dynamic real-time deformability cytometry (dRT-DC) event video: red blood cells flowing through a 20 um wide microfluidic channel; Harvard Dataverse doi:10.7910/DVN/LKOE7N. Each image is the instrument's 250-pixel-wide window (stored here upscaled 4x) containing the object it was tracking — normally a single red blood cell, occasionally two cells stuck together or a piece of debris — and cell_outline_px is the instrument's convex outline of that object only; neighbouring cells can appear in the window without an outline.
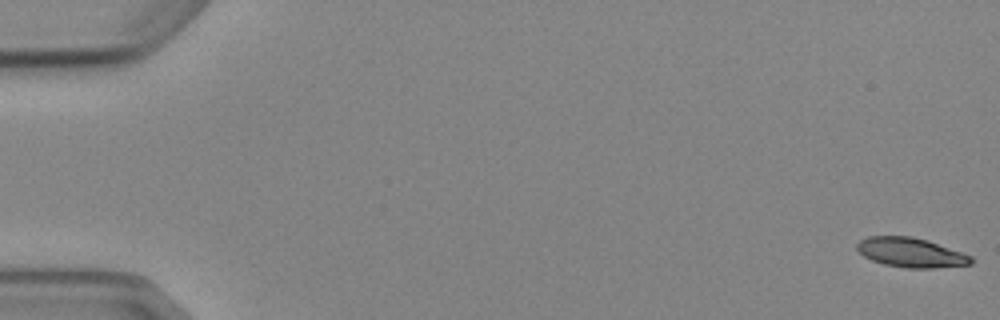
{"species": "Egyptian fruit bat (a non-hibernating species)", "species_latin": "Rousettus aegyptiacus", "temperature_condition": "cold", "stored_images_in_passage": 8, "camera_frame_rate_fps": 3000, "um_per_image_px": 0.085, "animal": {"sex": "female"}, "frame": {"image": 1, "passage_image": 1, "time_ms": 0.0, "image_size_px": [1000, 320], "cell_outline_px": [[976, 260], [972, 264], [936, 268], [904, 268], [884, 264], [872, 260], [864, 256], [856, 248], [856, 244], [860, 240], [868, 236], [912, 236], [928, 240], [972, 256]], "centroid_in_image_um": [77.45, 21.47], "position_along_channel_um": 7.6, "area_um2": 19.77}}
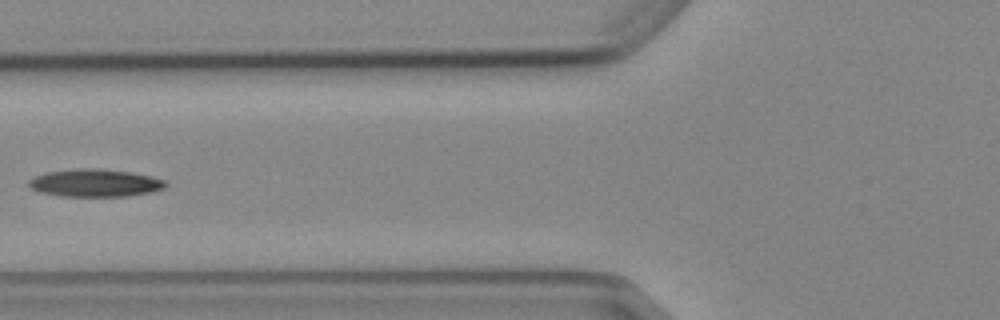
{"frame": {"image": 2, "passage_image": 7, "time_ms": 7.0, "image_size_px": [1000, 320], "cell_outline_px": [[168, 184], [164, 188], [148, 192], [128, 196], [60, 196], [40, 192], [32, 188], [28, 184], [28, 180], [32, 176], [44, 172], [80, 168], [100, 168], [132, 172], [168, 180]], "centroid_in_image_um": [8.07, 15.53], "position_along_channel_um": 117.7, "area_um2": 22.25}}
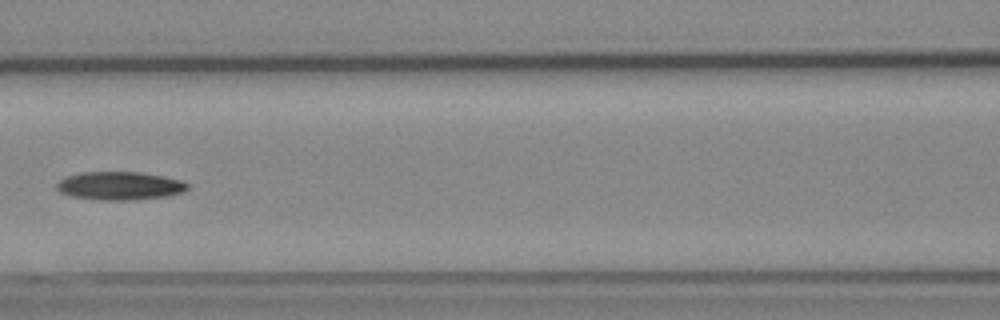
{"frame": {"image": 3, "passage_image": 8, "time_ms": 8.0, "image_size_px": [1000, 320], "cell_outline_px": [[188, 188], [184, 192], [168, 196], [132, 200], [100, 200], [72, 196], [60, 192], [56, 188], [56, 184], [64, 176], [80, 172], [140, 172], [164, 176], [184, 180], [188, 184]], "centroid_in_image_um": [10.19, 15.79], "position_along_channel_um": 156.4, "area_um2": 21.79}}